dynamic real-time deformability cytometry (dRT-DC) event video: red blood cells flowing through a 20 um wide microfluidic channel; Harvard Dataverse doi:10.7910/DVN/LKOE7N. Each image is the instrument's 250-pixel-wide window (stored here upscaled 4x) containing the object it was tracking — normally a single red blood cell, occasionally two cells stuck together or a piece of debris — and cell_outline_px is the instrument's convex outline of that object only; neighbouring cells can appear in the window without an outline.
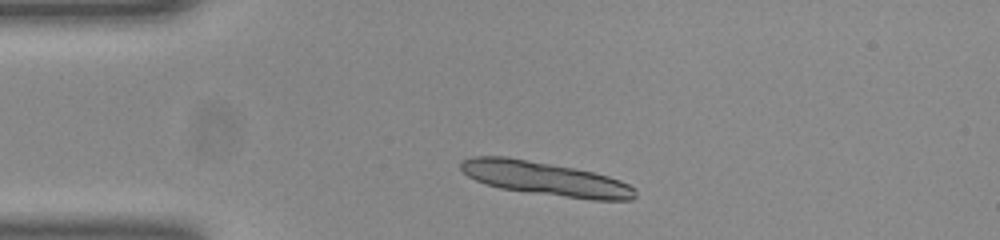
{"species": "common noctule bat (a hibernating species)", "species_latin": "Nyctalus noctula", "temperature_condition": "room temperature", "stored_images_in_passage": 45, "camera_frame_rate_fps": 3000, "um_per_image_px": 0.085, "animal": {"sex": "female", "body_mass_g": 23.0, "forearm_length_mm": 53.4}, "frame": {"image": 1, "passage_image": 4, "time_ms": 1.0, "image_size_px": [1000, 240], "cell_outline_px": [[636, 196], [632, 200], [592, 200], [500, 188], [484, 184], [468, 176], [460, 168], [460, 160], [472, 156], [508, 156], [572, 168], [592, 172], [608, 176], [620, 180], [636, 188]], "centroid_in_image_um": [46.33, 15.18], "position_along_channel_um": 38.7, "area_um2": 34.16}}
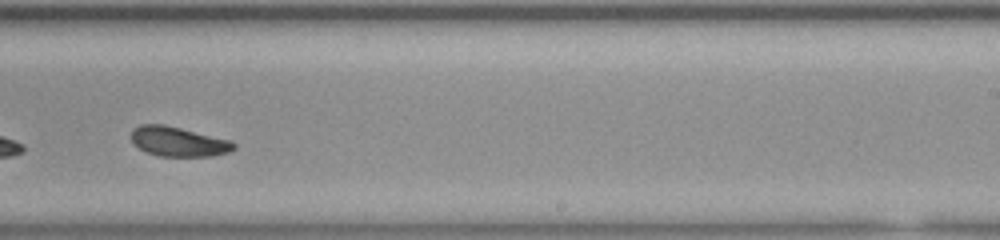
{"frame": {"image": 2, "passage_image": 25, "time_ms": 8.0, "image_size_px": [1000, 240], "cell_outline_px": [[236, 148], [228, 152], [212, 156], [160, 156], [148, 152], [132, 144], [132, 128], [140, 124], [164, 124], [232, 140], [236, 144]], "centroid_in_image_um": [15.17, 12.02], "position_along_channel_um": 273.8, "area_um2": 17.8}}
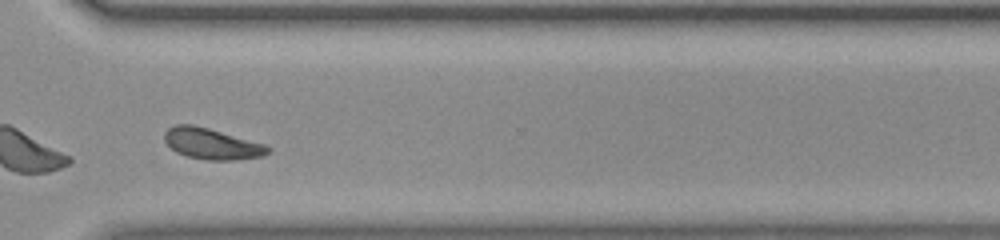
{"frame": {"image": 3, "passage_image": 31, "time_ms": 10.0, "image_size_px": [1000, 240], "cell_outline_px": [[272, 152], [264, 156], [232, 160], [208, 160], [188, 156], [176, 152], [164, 140], [164, 132], [168, 128], [176, 124], [192, 124], [208, 128], [264, 144], [272, 148]], "centroid_in_image_um": [18.02, 12.22], "position_along_channel_um": 352.6, "area_um2": 18.61}, "authors_computed_cell_mechanics": {"area_um2": 18.2648, "velocity_mm_per_s": 3.9106, "shape_relaxation_time_tau1_ms": 2.2028, "shape_relaxation_time_tau2_ms": 8.6974, "deformation_change_tau1": 0.1034, "deformation_change_tau2": 0.1673}}